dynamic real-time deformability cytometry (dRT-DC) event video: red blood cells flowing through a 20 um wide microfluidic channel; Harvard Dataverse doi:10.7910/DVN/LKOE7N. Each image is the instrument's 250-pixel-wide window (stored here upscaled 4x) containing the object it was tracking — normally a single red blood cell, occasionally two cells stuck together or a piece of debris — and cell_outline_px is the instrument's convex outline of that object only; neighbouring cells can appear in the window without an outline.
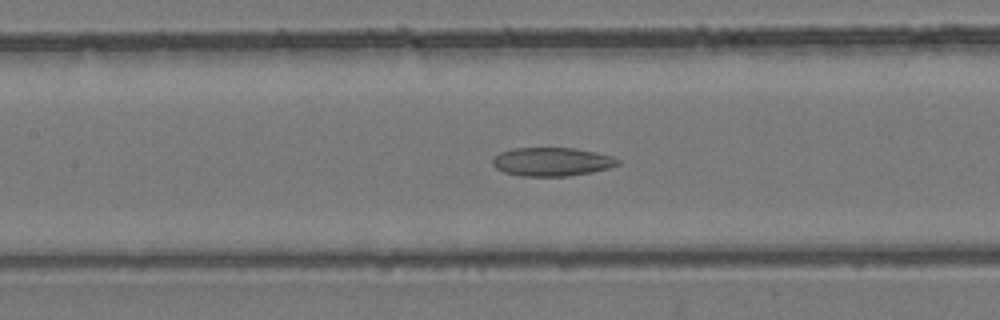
{"species": "common noctule bat (a hibernating species)", "species_latin": "Nyctalus noctula", "temperature_condition": "room temperature", "stored_images_in_passage": 38, "camera_frame_rate_fps": 3000, "um_per_image_px": 0.085, "animal": {"sex": "female", "body_mass_g": 24.6, "forearm_length_mm": 56.2}, "frame": {"image": 1, "passage_image": 17, "time_ms": 5.333, "image_size_px": [1000, 320], "cell_outline_px": [[620, 164], [608, 168], [592, 172], [568, 176], [520, 176], [504, 172], [496, 168], [492, 164], [492, 160], [500, 152], [516, 148], [576, 148], [596, 152], [612, 156], [620, 160]], "centroid_in_image_um": [46.93, 13.75], "position_along_channel_um": 160.5, "area_um2": 20.87}}
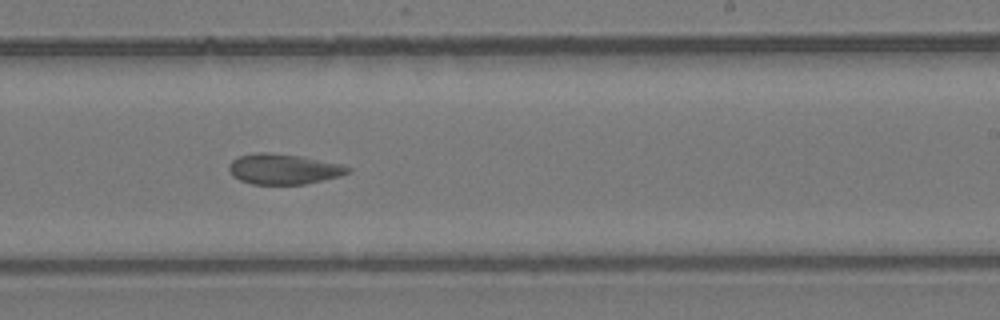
{"frame": {"image": 2, "passage_image": 23, "time_ms": 7.333, "image_size_px": [1000, 320], "cell_outline_px": [[352, 168], [348, 172], [340, 176], [304, 184], [252, 184], [240, 180], [232, 176], [228, 168], [232, 160], [236, 156], [256, 152], [268, 152], [300, 156], [340, 164]], "centroid_in_image_um": [24.05, 14.36], "position_along_channel_um": 265.0, "area_um2": 20.98}}
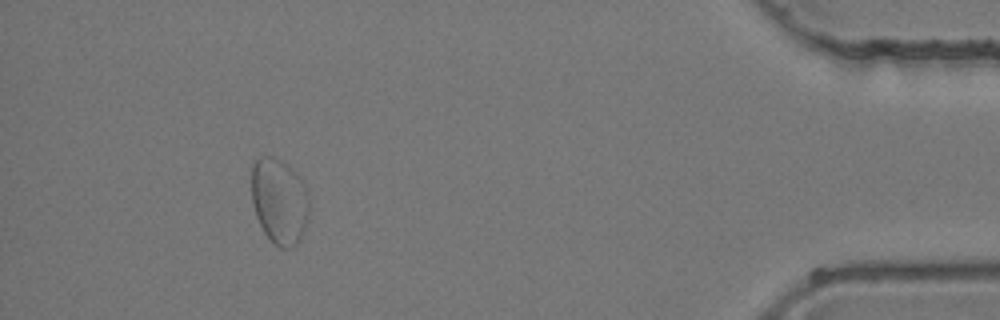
{"frame": {"image": 3, "passage_image": 35, "time_ms": 11.333, "image_size_px": [1000, 320], "cell_outline_px": [[308, 216], [300, 240], [292, 248], [280, 248], [264, 232], [256, 216], [252, 200], [252, 160], [260, 156], [272, 156], [288, 164], [304, 184], [308, 196]], "centroid_in_image_um": [23.73, 17.06], "position_along_channel_um": 411.5, "area_um2": 28.73}}